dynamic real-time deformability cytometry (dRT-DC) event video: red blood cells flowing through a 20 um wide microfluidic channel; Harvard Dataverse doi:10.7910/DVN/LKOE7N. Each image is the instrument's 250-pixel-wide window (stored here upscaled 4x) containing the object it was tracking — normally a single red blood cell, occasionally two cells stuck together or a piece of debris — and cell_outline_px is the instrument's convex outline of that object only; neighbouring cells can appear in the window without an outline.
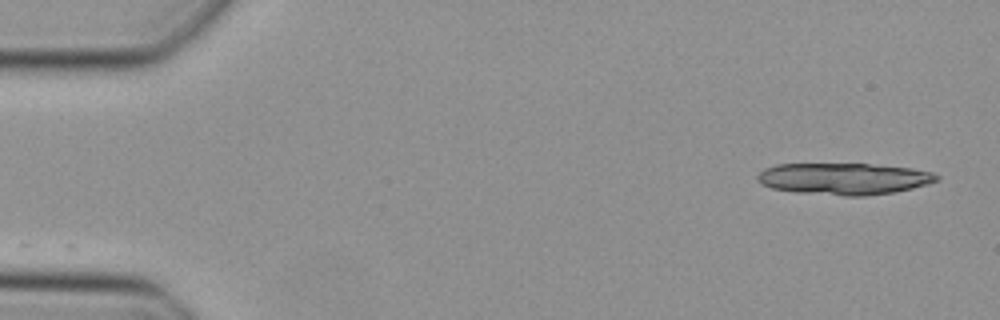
{"species": "Egyptian fruit bat (a non-hibernating species)", "species_latin": "Rousettus aegyptiacus", "temperature_condition": "cold", "stored_images_in_passage": 8, "camera_frame_rate_fps": 3000, "um_per_image_px": 0.085, "animal": {"sex": "female"}, "frame": {"image": 1, "passage_image": 1, "time_ms": 0.0, "image_size_px": [1000, 320], "cell_outline_px": [[940, 180], [928, 184], [896, 192], [864, 196], [844, 196], [796, 192], [772, 188], [760, 184], [756, 180], [756, 176], [764, 168], [776, 164], [868, 164], [912, 168], [932, 172], [940, 176]], "centroid_in_image_um": [71.73, 15.19], "position_along_channel_um": 13.3, "area_um2": 33.29}}